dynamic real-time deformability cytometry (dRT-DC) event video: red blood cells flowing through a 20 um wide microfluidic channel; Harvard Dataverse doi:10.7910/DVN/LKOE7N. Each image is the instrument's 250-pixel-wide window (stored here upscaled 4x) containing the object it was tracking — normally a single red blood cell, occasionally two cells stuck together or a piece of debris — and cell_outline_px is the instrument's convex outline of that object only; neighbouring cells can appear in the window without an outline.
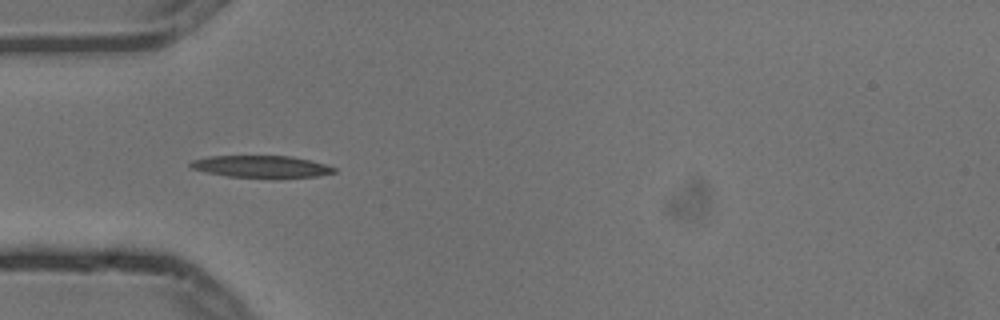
{"species": "common noctule bat (a hibernating species)", "species_latin": "Nyctalus noctula", "temperature_condition": "cold", "stored_images_in_passage": 6, "camera_frame_rate_fps": 3000, "um_per_image_px": 0.085, "animal": {"sex": "male", "body_mass_g": 13.3}, "frame": {"image": 1, "passage_image": 2, "time_ms": 0.333, "image_size_px": [1000, 320], "cell_outline_px": [[336, 172], [316, 176], [280, 180], [228, 176], [208, 172], [192, 168], [188, 164], [192, 160], [208, 156], [288, 156], [308, 160], [324, 164], [336, 168]], "centroid_in_image_um": [22.24, 14.19], "position_along_channel_um": 62.8, "area_um2": 18.84}}
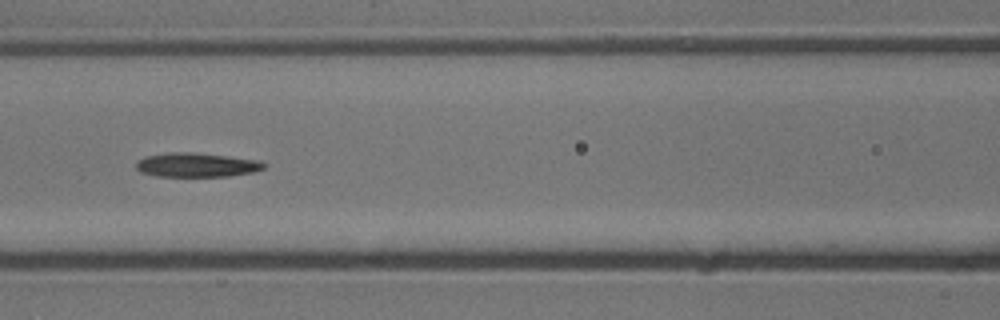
{"frame": {"image": 2, "passage_image": 4, "time_ms": 1.0, "image_size_px": [1000, 320], "cell_outline_px": [[268, 164], [264, 168], [252, 172], [228, 176], [156, 176], [140, 172], [136, 168], [136, 160], [144, 156], [168, 152], [196, 152], [260, 160]], "centroid_in_image_um": [16.69, 14.0], "position_along_channel_um": 149.9, "area_um2": 18.21}}
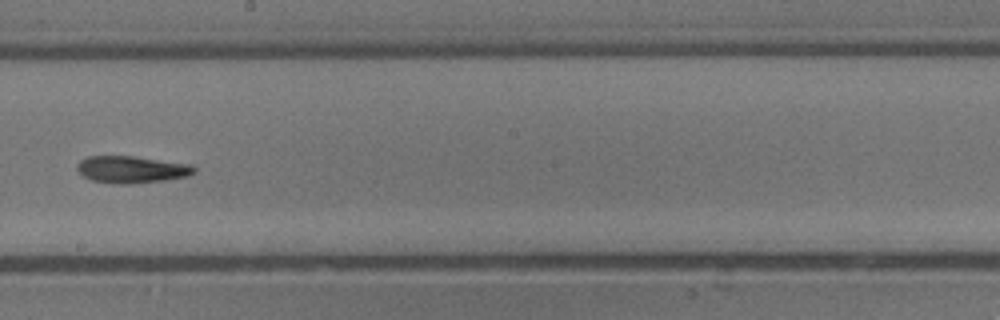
{"frame": {"image": 3, "passage_image": 6, "time_ms": 1.667, "image_size_px": [1000, 320], "cell_outline_px": [[196, 172], [188, 176], [164, 180], [132, 184], [120, 184], [92, 180], [84, 176], [76, 168], [76, 164], [80, 160], [88, 156], [132, 156], [192, 164], [196, 168]], "centroid_in_image_um": [11.21, 14.4], "position_along_channel_um": 237.0, "area_um2": 18.44}}